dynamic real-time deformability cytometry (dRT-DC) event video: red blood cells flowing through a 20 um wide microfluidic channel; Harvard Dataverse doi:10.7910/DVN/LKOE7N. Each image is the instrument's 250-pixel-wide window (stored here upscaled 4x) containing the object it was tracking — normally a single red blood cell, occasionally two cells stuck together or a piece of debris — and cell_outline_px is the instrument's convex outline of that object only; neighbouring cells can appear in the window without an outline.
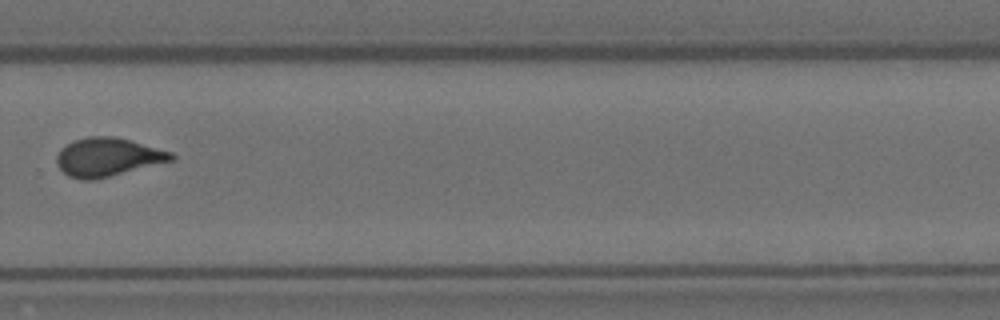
{"species": "Egyptian fruit bat (a non-hibernating species)", "species_latin": "Rousettus aegyptiacus", "temperature_condition": "room temperature", "stored_images_in_passage": 11, "camera_frame_rate_fps": 3000, "um_per_image_px": 0.085, "animal": {"sex": "female"}, "frame": {"image": 1, "passage_image": 11, "time_ms": 3.333, "image_size_px": [1000, 320], "cell_outline_px": [[176, 160], [96, 180], [80, 180], [68, 176], [56, 164], [56, 156], [60, 148], [76, 140], [88, 136], [112, 136], [128, 140], [172, 152], [176, 156]], "centroid_in_image_um": [9.16, 13.38], "position_along_channel_um": 320.6, "area_um2": 25.84}}